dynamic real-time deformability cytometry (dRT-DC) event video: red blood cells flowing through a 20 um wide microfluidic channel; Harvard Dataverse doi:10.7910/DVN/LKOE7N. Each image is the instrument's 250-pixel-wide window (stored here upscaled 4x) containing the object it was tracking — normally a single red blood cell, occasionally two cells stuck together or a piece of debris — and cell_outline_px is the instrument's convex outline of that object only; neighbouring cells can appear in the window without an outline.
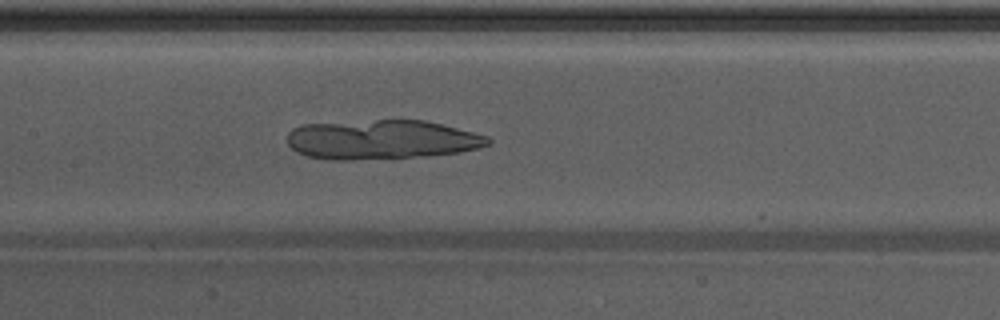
{"species": "Egyptian fruit bat (a non-hibernating species)", "species_latin": "Rousettus aegyptiacus", "temperature_condition": "warm", "stored_images_in_passage": 40, "camera_frame_rate_fps": 3000, "um_per_image_px": 0.085, "animal": {"sex": "male"}, "frame": {"image": 1, "passage_image": 12, "time_ms": 3.667, "image_size_px": [1000, 320], "cell_outline_px": [[492, 140], [488, 144], [480, 148], [460, 152], [428, 156], [352, 160], [328, 160], [308, 156], [296, 152], [288, 144], [288, 132], [292, 128], [300, 124], [376, 120], [424, 120], [488, 136]], "centroid_in_image_um": [32.41, 11.87], "position_along_channel_um": 175.0, "area_um2": 46.24}}